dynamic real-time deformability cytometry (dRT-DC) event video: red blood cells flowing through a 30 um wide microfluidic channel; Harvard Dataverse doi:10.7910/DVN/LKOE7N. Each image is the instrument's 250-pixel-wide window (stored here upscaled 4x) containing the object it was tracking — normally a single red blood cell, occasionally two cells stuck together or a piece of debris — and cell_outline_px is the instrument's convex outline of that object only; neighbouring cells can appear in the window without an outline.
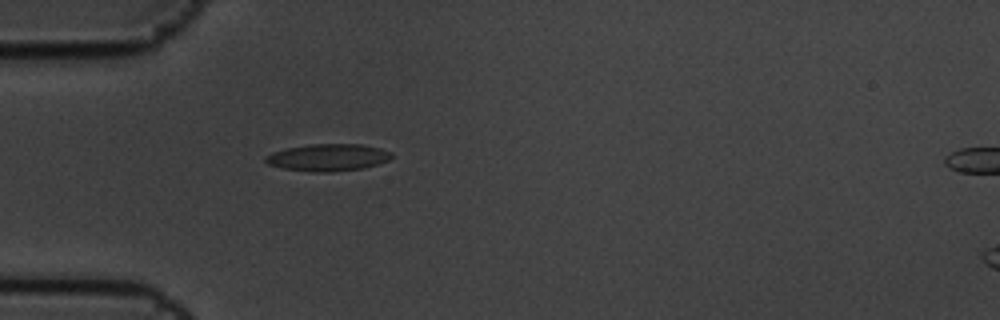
{"species": "common noctule bat (a hibernating species)", "species_latin": "Nyctalus noctula", "temperature_condition": "cold", "stored_images_in_passage": 4, "camera_frame_rate_fps": 3000, "um_per_image_px": 0.085, "animal": {"sex": "male", "body_mass_g": 19.5, "forearm_length_mm": 54.6}, "frame": {"image": 1, "passage_image": 3, "time_ms": 0.667, "image_size_px": [1000, 320], "cell_outline_px": [[392, 156], [388, 160], [364, 168], [332, 172], [312, 172], [284, 168], [268, 164], [264, 160], [264, 156], [272, 152], [288, 148], [312, 144], [360, 144], [380, 148], [392, 152]], "centroid_in_image_um": [27.87, 13.38], "position_along_channel_um": 57.1, "area_um2": 19.83}}